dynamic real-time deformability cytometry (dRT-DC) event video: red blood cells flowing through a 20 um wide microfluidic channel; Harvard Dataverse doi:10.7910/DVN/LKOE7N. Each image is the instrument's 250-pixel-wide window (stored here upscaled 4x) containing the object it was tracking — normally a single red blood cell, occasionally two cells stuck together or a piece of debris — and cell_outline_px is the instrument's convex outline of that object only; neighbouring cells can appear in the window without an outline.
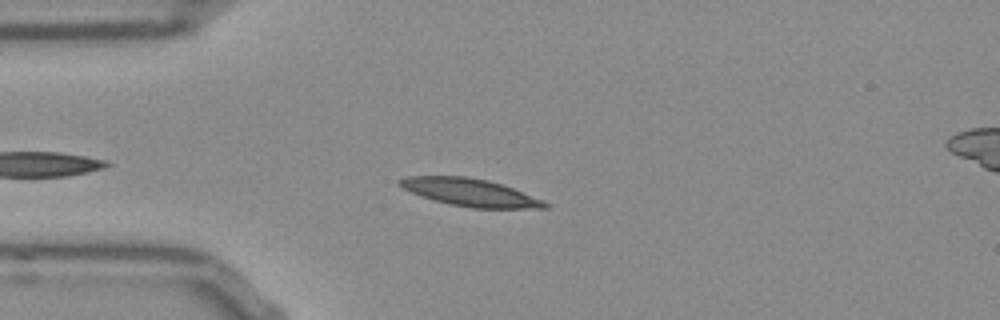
{"species": "Egyptian fruit bat (a non-hibernating species)", "species_latin": "Rousettus aegyptiacus", "temperature_condition": "room temperature", "stored_images_in_passage": 44, "camera_frame_rate_fps": 3000, "um_per_image_px": 0.085, "frame": {"image": 1, "passage_image": 7, "time_ms": 2.0, "image_size_px": [1000, 320], "cell_outline_px": [[548, 208], [472, 208], [448, 204], [432, 200], [400, 188], [396, 184], [396, 180], [404, 176], [464, 176], [488, 180], [512, 188], [544, 200], [548, 204]], "centroid_in_image_um": [39.87, 16.35], "position_along_channel_um": 45.1, "area_um2": 23.47}}
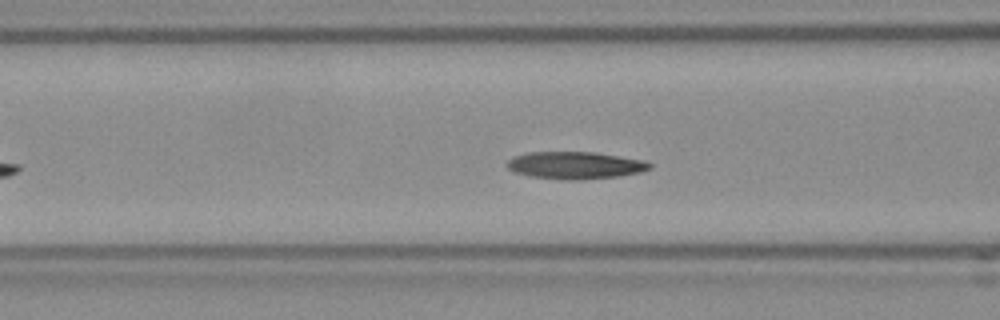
{"frame": {"image": 2, "passage_image": 14, "time_ms": 4.333, "image_size_px": [1000, 320], "cell_outline_px": [[652, 168], [640, 172], [616, 176], [580, 180], [568, 180], [532, 176], [512, 172], [508, 168], [508, 160], [516, 156], [528, 152], [596, 152], [644, 160], [652, 164]], "centroid_in_image_um": [48.91, 14.04], "position_along_channel_um": 117.7, "area_um2": 22.54}}
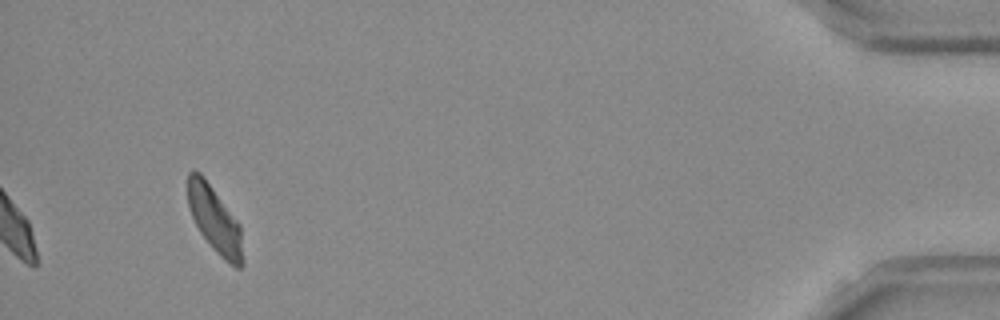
{"frame": {"image": 3, "passage_image": 44, "time_ms": 14.333, "image_size_px": [1000, 320], "cell_outline_px": [[244, 264], [240, 268], [236, 268], [220, 256], [212, 248], [200, 232], [192, 216], [188, 204], [188, 172], [192, 168], [200, 172], [204, 176], [240, 224], [244, 260]], "centroid_in_image_um": [18.26, 18.67], "position_along_channel_um": 416.9, "area_um2": 21.33}, "authors_computed_cell_mechanics": {"area_um2": 21.9351, "velocity_mm_per_s": 3.7544, "shape_relaxation_time_tau1_ms": 3.2033, "shape_relaxation_time_tau2_ms": 2.395, "deformation_change_tau1": 0.1261, "deformation_change_tau2": 0.0917}}